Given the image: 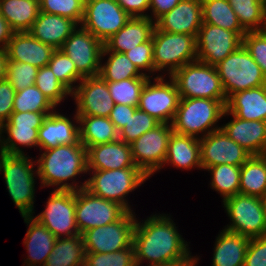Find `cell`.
I'll return each mask as SVG.
<instances>
[{
  "mask_svg": "<svg viewBox=\"0 0 266 266\" xmlns=\"http://www.w3.org/2000/svg\"><path fill=\"white\" fill-rule=\"evenodd\" d=\"M85 258L82 234L57 238L44 266H84Z\"/></svg>",
  "mask_w": 266,
  "mask_h": 266,
  "instance_id": "34",
  "label": "cell"
},
{
  "mask_svg": "<svg viewBox=\"0 0 266 266\" xmlns=\"http://www.w3.org/2000/svg\"><path fill=\"white\" fill-rule=\"evenodd\" d=\"M54 110L43 120L38 130L39 150H48L58 145L74 144L79 140V119L75 113L74 120ZM76 120V122H75ZM76 123V124H75Z\"/></svg>",
  "mask_w": 266,
  "mask_h": 266,
  "instance_id": "22",
  "label": "cell"
},
{
  "mask_svg": "<svg viewBox=\"0 0 266 266\" xmlns=\"http://www.w3.org/2000/svg\"><path fill=\"white\" fill-rule=\"evenodd\" d=\"M78 119L79 141L86 148L119 139V132L108 117L78 116Z\"/></svg>",
  "mask_w": 266,
  "mask_h": 266,
  "instance_id": "32",
  "label": "cell"
},
{
  "mask_svg": "<svg viewBox=\"0 0 266 266\" xmlns=\"http://www.w3.org/2000/svg\"><path fill=\"white\" fill-rule=\"evenodd\" d=\"M120 7L131 17H148L149 0H117ZM145 13V14H144Z\"/></svg>",
  "mask_w": 266,
  "mask_h": 266,
  "instance_id": "53",
  "label": "cell"
},
{
  "mask_svg": "<svg viewBox=\"0 0 266 266\" xmlns=\"http://www.w3.org/2000/svg\"><path fill=\"white\" fill-rule=\"evenodd\" d=\"M245 35L202 23L196 37L197 60L215 66L243 45Z\"/></svg>",
  "mask_w": 266,
  "mask_h": 266,
  "instance_id": "17",
  "label": "cell"
},
{
  "mask_svg": "<svg viewBox=\"0 0 266 266\" xmlns=\"http://www.w3.org/2000/svg\"><path fill=\"white\" fill-rule=\"evenodd\" d=\"M172 132L171 124L160 123L130 144L133 162L148 178L164 166Z\"/></svg>",
  "mask_w": 266,
  "mask_h": 266,
  "instance_id": "12",
  "label": "cell"
},
{
  "mask_svg": "<svg viewBox=\"0 0 266 266\" xmlns=\"http://www.w3.org/2000/svg\"><path fill=\"white\" fill-rule=\"evenodd\" d=\"M137 109L138 108L135 106L114 104V108L108 118L119 132L122 128H124L130 116H132Z\"/></svg>",
  "mask_w": 266,
  "mask_h": 266,
  "instance_id": "52",
  "label": "cell"
},
{
  "mask_svg": "<svg viewBox=\"0 0 266 266\" xmlns=\"http://www.w3.org/2000/svg\"><path fill=\"white\" fill-rule=\"evenodd\" d=\"M126 212L119 203L95 196L85 188L75 191V217L80 234L111 224Z\"/></svg>",
  "mask_w": 266,
  "mask_h": 266,
  "instance_id": "13",
  "label": "cell"
},
{
  "mask_svg": "<svg viewBox=\"0 0 266 266\" xmlns=\"http://www.w3.org/2000/svg\"><path fill=\"white\" fill-rule=\"evenodd\" d=\"M226 103L227 100L180 98L171 122L173 131L197 138L205 137L221 128L216 124L224 115Z\"/></svg>",
  "mask_w": 266,
  "mask_h": 266,
  "instance_id": "3",
  "label": "cell"
},
{
  "mask_svg": "<svg viewBox=\"0 0 266 266\" xmlns=\"http://www.w3.org/2000/svg\"><path fill=\"white\" fill-rule=\"evenodd\" d=\"M202 23L219 26L235 33H247L228 0H201Z\"/></svg>",
  "mask_w": 266,
  "mask_h": 266,
  "instance_id": "36",
  "label": "cell"
},
{
  "mask_svg": "<svg viewBox=\"0 0 266 266\" xmlns=\"http://www.w3.org/2000/svg\"><path fill=\"white\" fill-rule=\"evenodd\" d=\"M166 214H155L136 224L133 233V247L136 265L149 266H196L199 257L191 256L187 241L179 234L174 221Z\"/></svg>",
  "mask_w": 266,
  "mask_h": 266,
  "instance_id": "1",
  "label": "cell"
},
{
  "mask_svg": "<svg viewBox=\"0 0 266 266\" xmlns=\"http://www.w3.org/2000/svg\"><path fill=\"white\" fill-rule=\"evenodd\" d=\"M250 238L221 230L216 237L212 266H243Z\"/></svg>",
  "mask_w": 266,
  "mask_h": 266,
  "instance_id": "31",
  "label": "cell"
},
{
  "mask_svg": "<svg viewBox=\"0 0 266 266\" xmlns=\"http://www.w3.org/2000/svg\"><path fill=\"white\" fill-rule=\"evenodd\" d=\"M77 116L109 117L114 108L107 82L100 76L84 77L71 93Z\"/></svg>",
  "mask_w": 266,
  "mask_h": 266,
  "instance_id": "20",
  "label": "cell"
},
{
  "mask_svg": "<svg viewBox=\"0 0 266 266\" xmlns=\"http://www.w3.org/2000/svg\"><path fill=\"white\" fill-rule=\"evenodd\" d=\"M15 32L0 12V49H6Z\"/></svg>",
  "mask_w": 266,
  "mask_h": 266,
  "instance_id": "55",
  "label": "cell"
},
{
  "mask_svg": "<svg viewBox=\"0 0 266 266\" xmlns=\"http://www.w3.org/2000/svg\"><path fill=\"white\" fill-rule=\"evenodd\" d=\"M215 67L227 99L234 93L266 85V76L244 45Z\"/></svg>",
  "mask_w": 266,
  "mask_h": 266,
  "instance_id": "6",
  "label": "cell"
},
{
  "mask_svg": "<svg viewBox=\"0 0 266 266\" xmlns=\"http://www.w3.org/2000/svg\"><path fill=\"white\" fill-rule=\"evenodd\" d=\"M86 149L88 170H114L137 167L132 159L131 145L120 139Z\"/></svg>",
  "mask_w": 266,
  "mask_h": 266,
  "instance_id": "24",
  "label": "cell"
},
{
  "mask_svg": "<svg viewBox=\"0 0 266 266\" xmlns=\"http://www.w3.org/2000/svg\"><path fill=\"white\" fill-rule=\"evenodd\" d=\"M180 1L181 0H149V11L151 10L152 13L148 15V18L155 22L162 15L172 10Z\"/></svg>",
  "mask_w": 266,
  "mask_h": 266,
  "instance_id": "54",
  "label": "cell"
},
{
  "mask_svg": "<svg viewBox=\"0 0 266 266\" xmlns=\"http://www.w3.org/2000/svg\"><path fill=\"white\" fill-rule=\"evenodd\" d=\"M85 0H39L40 11L56 14L81 24Z\"/></svg>",
  "mask_w": 266,
  "mask_h": 266,
  "instance_id": "45",
  "label": "cell"
},
{
  "mask_svg": "<svg viewBox=\"0 0 266 266\" xmlns=\"http://www.w3.org/2000/svg\"><path fill=\"white\" fill-rule=\"evenodd\" d=\"M154 28L155 22L148 17H131L124 27L103 43L102 51L125 53L147 42Z\"/></svg>",
  "mask_w": 266,
  "mask_h": 266,
  "instance_id": "27",
  "label": "cell"
},
{
  "mask_svg": "<svg viewBox=\"0 0 266 266\" xmlns=\"http://www.w3.org/2000/svg\"><path fill=\"white\" fill-rule=\"evenodd\" d=\"M38 69L24 62L9 61L7 80L14 87L15 91L25 89L35 84Z\"/></svg>",
  "mask_w": 266,
  "mask_h": 266,
  "instance_id": "47",
  "label": "cell"
},
{
  "mask_svg": "<svg viewBox=\"0 0 266 266\" xmlns=\"http://www.w3.org/2000/svg\"><path fill=\"white\" fill-rule=\"evenodd\" d=\"M160 122L147 112L137 109L119 131V139L127 144H132L138 137L154 129Z\"/></svg>",
  "mask_w": 266,
  "mask_h": 266,
  "instance_id": "44",
  "label": "cell"
},
{
  "mask_svg": "<svg viewBox=\"0 0 266 266\" xmlns=\"http://www.w3.org/2000/svg\"><path fill=\"white\" fill-rule=\"evenodd\" d=\"M229 115L233 120L221 126L225 133L251 155H265L266 122L243 120L225 110L223 117Z\"/></svg>",
  "mask_w": 266,
  "mask_h": 266,
  "instance_id": "23",
  "label": "cell"
},
{
  "mask_svg": "<svg viewBox=\"0 0 266 266\" xmlns=\"http://www.w3.org/2000/svg\"><path fill=\"white\" fill-rule=\"evenodd\" d=\"M88 172L92 177L86 180V190L95 196L117 202L130 212L133 210L125 197L148 179L138 167Z\"/></svg>",
  "mask_w": 266,
  "mask_h": 266,
  "instance_id": "5",
  "label": "cell"
},
{
  "mask_svg": "<svg viewBox=\"0 0 266 266\" xmlns=\"http://www.w3.org/2000/svg\"><path fill=\"white\" fill-rule=\"evenodd\" d=\"M239 193L260 198L266 195L265 155H251L241 165Z\"/></svg>",
  "mask_w": 266,
  "mask_h": 266,
  "instance_id": "35",
  "label": "cell"
},
{
  "mask_svg": "<svg viewBox=\"0 0 266 266\" xmlns=\"http://www.w3.org/2000/svg\"><path fill=\"white\" fill-rule=\"evenodd\" d=\"M154 82L149 79L139 99L138 109L147 112L160 123L171 124L177 111L180 95L175 82L164 75H157Z\"/></svg>",
  "mask_w": 266,
  "mask_h": 266,
  "instance_id": "14",
  "label": "cell"
},
{
  "mask_svg": "<svg viewBox=\"0 0 266 266\" xmlns=\"http://www.w3.org/2000/svg\"><path fill=\"white\" fill-rule=\"evenodd\" d=\"M170 78L175 82L180 98L228 100L213 65L196 60L179 68Z\"/></svg>",
  "mask_w": 266,
  "mask_h": 266,
  "instance_id": "7",
  "label": "cell"
},
{
  "mask_svg": "<svg viewBox=\"0 0 266 266\" xmlns=\"http://www.w3.org/2000/svg\"><path fill=\"white\" fill-rule=\"evenodd\" d=\"M152 78H130L119 82L106 81L115 104L138 107L141 92Z\"/></svg>",
  "mask_w": 266,
  "mask_h": 266,
  "instance_id": "41",
  "label": "cell"
},
{
  "mask_svg": "<svg viewBox=\"0 0 266 266\" xmlns=\"http://www.w3.org/2000/svg\"><path fill=\"white\" fill-rule=\"evenodd\" d=\"M8 62L6 49H0V81L7 79Z\"/></svg>",
  "mask_w": 266,
  "mask_h": 266,
  "instance_id": "56",
  "label": "cell"
},
{
  "mask_svg": "<svg viewBox=\"0 0 266 266\" xmlns=\"http://www.w3.org/2000/svg\"><path fill=\"white\" fill-rule=\"evenodd\" d=\"M52 112H13L9 120L0 126L2 149L7 154H25L24 147H39L38 130L43 120ZM21 145V146H18Z\"/></svg>",
  "mask_w": 266,
  "mask_h": 266,
  "instance_id": "16",
  "label": "cell"
},
{
  "mask_svg": "<svg viewBox=\"0 0 266 266\" xmlns=\"http://www.w3.org/2000/svg\"><path fill=\"white\" fill-rule=\"evenodd\" d=\"M202 25L201 0H181L172 10L155 21L163 32L189 34L197 37Z\"/></svg>",
  "mask_w": 266,
  "mask_h": 266,
  "instance_id": "21",
  "label": "cell"
},
{
  "mask_svg": "<svg viewBox=\"0 0 266 266\" xmlns=\"http://www.w3.org/2000/svg\"><path fill=\"white\" fill-rule=\"evenodd\" d=\"M147 266H149V265H147ZM155 266V265H154ZM156 266H172V265H156Z\"/></svg>",
  "mask_w": 266,
  "mask_h": 266,
  "instance_id": "59",
  "label": "cell"
},
{
  "mask_svg": "<svg viewBox=\"0 0 266 266\" xmlns=\"http://www.w3.org/2000/svg\"><path fill=\"white\" fill-rule=\"evenodd\" d=\"M230 219L225 230L248 238L266 235V220L262 199L256 196L236 194L223 201Z\"/></svg>",
  "mask_w": 266,
  "mask_h": 266,
  "instance_id": "9",
  "label": "cell"
},
{
  "mask_svg": "<svg viewBox=\"0 0 266 266\" xmlns=\"http://www.w3.org/2000/svg\"><path fill=\"white\" fill-rule=\"evenodd\" d=\"M169 163L178 169H202L199 138L173 131L168 142L164 165Z\"/></svg>",
  "mask_w": 266,
  "mask_h": 266,
  "instance_id": "30",
  "label": "cell"
},
{
  "mask_svg": "<svg viewBox=\"0 0 266 266\" xmlns=\"http://www.w3.org/2000/svg\"><path fill=\"white\" fill-rule=\"evenodd\" d=\"M6 51L9 61L24 62L42 68L48 66L55 49L40 42L29 32H15Z\"/></svg>",
  "mask_w": 266,
  "mask_h": 266,
  "instance_id": "25",
  "label": "cell"
},
{
  "mask_svg": "<svg viewBox=\"0 0 266 266\" xmlns=\"http://www.w3.org/2000/svg\"><path fill=\"white\" fill-rule=\"evenodd\" d=\"M199 143L202 170L221 164L241 166L251 157V154L234 142L222 128L199 138Z\"/></svg>",
  "mask_w": 266,
  "mask_h": 266,
  "instance_id": "19",
  "label": "cell"
},
{
  "mask_svg": "<svg viewBox=\"0 0 266 266\" xmlns=\"http://www.w3.org/2000/svg\"><path fill=\"white\" fill-rule=\"evenodd\" d=\"M243 266H266V235L250 239Z\"/></svg>",
  "mask_w": 266,
  "mask_h": 266,
  "instance_id": "50",
  "label": "cell"
},
{
  "mask_svg": "<svg viewBox=\"0 0 266 266\" xmlns=\"http://www.w3.org/2000/svg\"><path fill=\"white\" fill-rule=\"evenodd\" d=\"M211 173V188L217 191L222 200L239 193L241 166L221 164L207 169Z\"/></svg>",
  "mask_w": 266,
  "mask_h": 266,
  "instance_id": "39",
  "label": "cell"
},
{
  "mask_svg": "<svg viewBox=\"0 0 266 266\" xmlns=\"http://www.w3.org/2000/svg\"><path fill=\"white\" fill-rule=\"evenodd\" d=\"M261 199H262V203H263V207H264L265 220H266V195Z\"/></svg>",
  "mask_w": 266,
  "mask_h": 266,
  "instance_id": "57",
  "label": "cell"
},
{
  "mask_svg": "<svg viewBox=\"0 0 266 266\" xmlns=\"http://www.w3.org/2000/svg\"><path fill=\"white\" fill-rule=\"evenodd\" d=\"M243 45L266 76V30L247 31Z\"/></svg>",
  "mask_w": 266,
  "mask_h": 266,
  "instance_id": "49",
  "label": "cell"
},
{
  "mask_svg": "<svg viewBox=\"0 0 266 266\" xmlns=\"http://www.w3.org/2000/svg\"><path fill=\"white\" fill-rule=\"evenodd\" d=\"M246 31L266 30V4L262 0H228Z\"/></svg>",
  "mask_w": 266,
  "mask_h": 266,
  "instance_id": "38",
  "label": "cell"
},
{
  "mask_svg": "<svg viewBox=\"0 0 266 266\" xmlns=\"http://www.w3.org/2000/svg\"><path fill=\"white\" fill-rule=\"evenodd\" d=\"M15 89L7 79L0 81V126L7 122L13 113Z\"/></svg>",
  "mask_w": 266,
  "mask_h": 266,
  "instance_id": "51",
  "label": "cell"
},
{
  "mask_svg": "<svg viewBox=\"0 0 266 266\" xmlns=\"http://www.w3.org/2000/svg\"><path fill=\"white\" fill-rule=\"evenodd\" d=\"M0 12L14 32H29L40 12L39 0H0Z\"/></svg>",
  "mask_w": 266,
  "mask_h": 266,
  "instance_id": "33",
  "label": "cell"
},
{
  "mask_svg": "<svg viewBox=\"0 0 266 266\" xmlns=\"http://www.w3.org/2000/svg\"><path fill=\"white\" fill-rule=\"evenodd\" d=\"M109 55L107 62L100 64L99 75L105 81L119 82L130 78H150L142 74L125 53L102 51L101 60Z\"/></svg>",
  "mask_w": 266,
  "mask_h": 266,
  "instance_id": "37",
  "label": "cell"
},
{
  "mask_svg": "<svg viewBox=\"0 0 266 266\" xmlns=\"http://www.w3.org/2000/svg\"><path fill=\"white\" fill-rule=\"evenodd\" d=\"M125 55L138 68V70L142 74L152 78L151 74L154 73L152 37L147 42L139 44L136 47H134V49L126 51ZM146 71L148 73H146Z\"/></svg>",
  "mask_w": 266,
  "mask_h": 266,
  "instance_id": "48",
  "label": "cell"
},
{
  "mask_svg": "<svg viewBox=\"0 0 266 266\" xmlns=\"http://www.w3.org/2000/svg\"><path fill=\"white\" fill-rule=\"evenodd\" d=\"M226 110L243 120L266 122V85L232 94Z\"/></svg>",
  "mask_w": 266,
  "mask_h": 266,
  "instance_id": "29",
  "label": "cell"
},
{
  "mask_svg": "<svg viewBox=\"0 0 266 266\" xmlns=\"http://www.w3.org/2000/svg\"><path fill=\"white\" fill-rule=\"evenodd\" d=\"M28 229L24 238V246L27 250L26 266H44L47 258L52 253L56 237L33 215L22 216Z\"/></svg>",
  "mask_w": 266,
  "mask_h": 266,
  "instance_id": "28",
  "label": "cell"
},
{
  "mask_svg": "<svg viewBox=\"0 0 266 266\" xmlns=\"http://www.w3.org/2000/svg\"><path fill=\"white\" fill-rule=\"evenodd\" d=\"M26 155L3 152L0 156V172H3L9 196L21 216L35 214V176L38 175V172L37 168L34 169L36 161Z\"/></svg>",
  "mask_w": 266,
  "mask_h": 266,
  "instance_id": "4",
  "label": "cell"
},
{
  "mask_svg": "<svg viewBox=\"0 0 266 266\" xmlns=\"http://www.w3.org/2000/svg\"><path fill=\"white\" fill-rule=\"evenodd\" d=\"M48 66L57 79L72 93L84 77L77 71L74 62L61 50L53 52Z\"/></svg>",
  "mask_w": 266,
  "mask_h": 266,
  "instance_id": "42",
  "label": "cell"
},
{
  "mask_svg": "<svg viewBox=\"0 0 266 266\" xmlns=\"http://www.w3.org/2000/svg\"><path fill=\"white\" fill-rule=\"evenodd\" d=\"M3 153V149H2V133H1V129H0V156Z\"/></svg>",
  "mask_w": 266,
  "mask_h": 266,
  "instance_id": "58",
  "label": "cell"
},
{
  "mask_svg": "<svg viewBox=\"0 0 266 266\" xmlns=\"http://www.w3.org/2000/svg\"><path fill=\"white\" fill-rule=\"evenodd\" d=\"M55 109L35 84L15 93L13 112H53Z\"/></svg>",
  "mask_w": 266,
  "mask_h": 266,
  "instance_id": "40",
  "label": "cell"
},
{
  "mask_svg": "<svg viewBox=\"0 0 266 266\" xmlns=\"http://www.w3.org/2000/svg\"><path fill=\"white\" fill-rule=\"evenodd\" d=\"M79 25L68 18L40 11L29 33L55 50L61 49L66 39Z\"/></svg>",
  "mask_w": 266,
  "mask_h": 266,
  "instance_id": "26",
  "label": "cell"
},
{
  "mask_svg": "<svg viewBox=\"0 0 266 266\" xmlns=\"http://www.w3.org/2000/svg\"><path fill=\"white\" fill-rule=\"evenodd\" d=\"M135 212L127 211L119 220L82 233L86 252L109 253L133 244Z\"/></svg>",
  "mask_w": 266,
  "mask_h": 266,
  "instance_id": "10",
  "label": "cell"
},
{
  "mask_svg": "<svg viewBox=\"0 0 266 266\" xmlns=\"http://www.w3.org/2000/svg\"><path fill=\"white\" fill-rule=\"evenodd\" d=\"M36 163L41 187L57 186L55 190L70 191L86 187V180L79 186L76 182L77 176L88 173L87 149L79 140L44 150ZM70 179L72 182L68 183Z\"/></svg>",
  "mask_w": 266,
  "mask_h": 266,
  "instance_id": "2",
  "label": "cell"
},
{
  "mask_svg": "<svg viewBox=\"0 0 266 266\" xmlns=\"http://www.w3.org/2000/svg\"><path fill=\"white\" fill-rule=\"evenodd\" d=\"M84 266H137L133 245L115 252H86Z\"/></svg>",
  "mask_w": 266,
  "mask_h": 266,
  "instance_id": "46",
  "label": "cell"
},
{
  "mask_svg": "<svg viewBox=\"0 0 266 266\" xmlns=\"http://www.w3.org/2000/svg\"><path fill=\"white\" fill-rule=\"evenodd\" d=\"M103 47L97 37L79 26L66 39L61 50L74 62L83 77H90L100 73Z\"/></svg>",
  "mask_w": 266,
  "mask_h": 266,
  "instance_id": "18",
  "label": "cell"
},
{
  "mask_svg": "<svg viewBox=\"0 0 266 266\" xmlns=\"http://www.w3.org/2000/svg\"><path fill=\"white\" fill-rule=\"evenodd\" d=\"M46 202V208L33 216L56 238L79 235L75 217V191L52 190Z\"/></svg>",
  "mask_w": 266,
  "mask_h": 266,
  "instance_id": "15",
  "label": "cell"
},
{
  "mask_svg": "<svg viewBox=\"0 0 266 266\" xmlns=\"http://www.w3.org/2000/svg\"><path fill=\"white\" fill-rule=\"evenodd\" d=\"M35 86L57 107L71 92L57 79L49 66L38 69Z\"/></svg>",
  "mask_w": 266,
  "mask_h": 266,
  "instance_id": "43",
  "label": "cell"
},
{
  "mask_svg": "<svg viewBox=\"0 0 266 266\" xmlns=\"http://www.w3.org/2000/svg\"><path fill=\"white\" fill-rule=\"evenodd\" d=\"M130 18L117 0H85L80 26L104 43L124 27Z\"/></svg>",
  "mask_w": 266,
  "mask_h": 266,
  "instance_id": "11",
  "label": "cell"
},
{
  "mask_svg": "<svg viewBox=\"0 0 266 266\" xmlns=\"http://www.w3.org/2000/svg\"><path fill=\"white\" fill-rule=\"evenodd\" d=\"M152 41L154 72L169 71L170 77L185 64L197 60L194 35L163 32L154 28Z\"/></svg>",
  "mask_w": 266,
  "mask_h": 266,
  "instance_id": "8",
  "label": "cell"
}]
</instances>
